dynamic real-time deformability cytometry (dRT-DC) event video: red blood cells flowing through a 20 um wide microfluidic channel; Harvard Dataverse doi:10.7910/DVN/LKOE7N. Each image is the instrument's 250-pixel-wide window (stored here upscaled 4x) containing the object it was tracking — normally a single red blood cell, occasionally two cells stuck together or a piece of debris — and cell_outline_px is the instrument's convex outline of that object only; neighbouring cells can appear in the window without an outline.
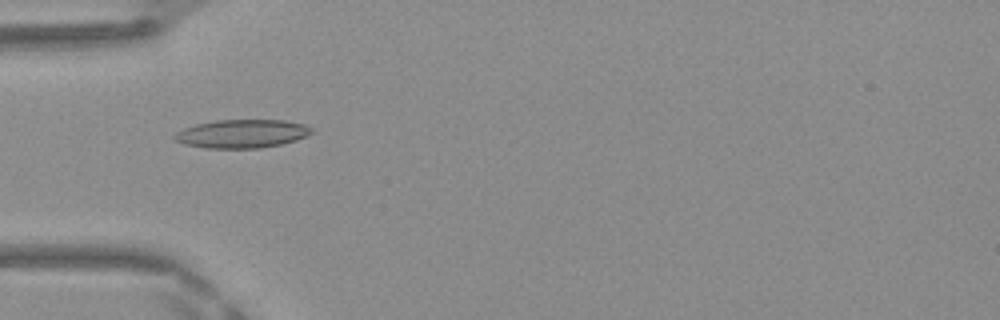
{"species": "Egyptian fruit bat (a non-hibernating species)", "species_latin": "Rousettus aegyptiacus", "temperature_condition": "warm", "stored_images_in_passage": 37, "camera_frame_rate_fps": 3000, "um_per_image_px": 0.085, "frame": {"image": 1, "passage_image": 4, "time_ms": 1.0, "image_size_px": [1000, 320], "cell_outline_px": [[312, 132], [296, 140], [280, 144], [260, 148], [208, 148], [184, 144], [176, 140], [172, 136], [176, 132], [184, 128], [196, 124], [216, 120], [284, 120], [304, 124], [312, 128]], "centroid_in_image_um": [20.54, 11.36], "position_along_channel_um": 64.5, "area_um2": 22.54}}
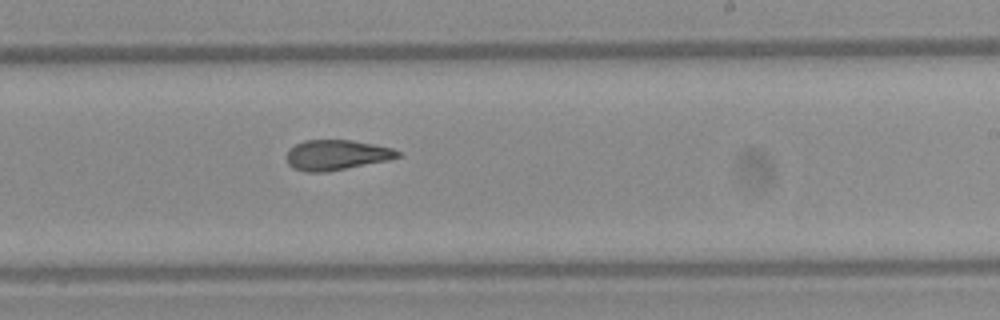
{"frame": {"image": 2, "passage_image": 18, "time_ms": 5.667, "image_size_px": [1000, 320], "cell_outline_px": [[400, 156], [388, 160], [324, 172], [308, 172], [292, 168], [288, 164], [288, 148], [304, 140], [352, 140], [392, 148], [400, 152]], "centroid_in_image_um": [28.58, 13.16], "position_along_channel_um": 260.4, "area_um2": 19.31}}
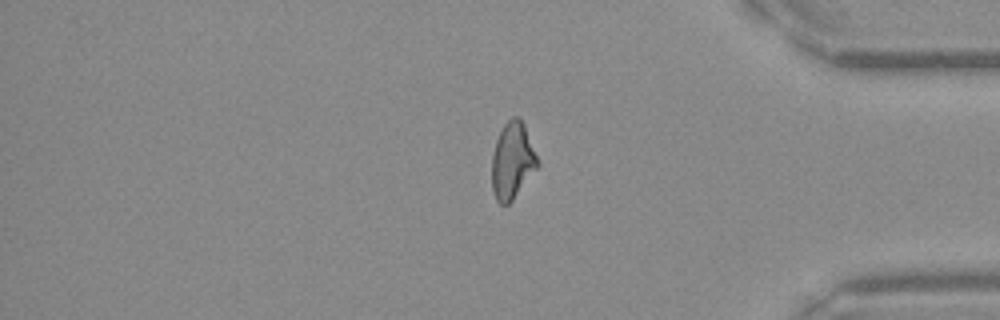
{"frame": {"image": 3, "passage_image": 29, "time_ms": 9.333, "image_size_px": [1000, 320], "cell_outline_px": [[540, 164], [512, 200], [508, 204], [500, 204], [496, 200], [492, 188], [492, 156], [496, 140], [504, 124], [512, 116], [516, 116], [524, 124]], "centroid_in_image_um": [43.54, 13.66], "position_along_channel_um": 391.7, "area_um2": 20.11}, "authors_computed_cell_mechanics": {"area_um2": 20.3456, "velocity_mm_per_s": 4.1967, "shape_relaxation_time_tau1_ms": null, "shape_relaxation_time_tau2_ms": 2.7711, "deformation_change_tau1": null, "deformation_change_tau2": 0.1179}}